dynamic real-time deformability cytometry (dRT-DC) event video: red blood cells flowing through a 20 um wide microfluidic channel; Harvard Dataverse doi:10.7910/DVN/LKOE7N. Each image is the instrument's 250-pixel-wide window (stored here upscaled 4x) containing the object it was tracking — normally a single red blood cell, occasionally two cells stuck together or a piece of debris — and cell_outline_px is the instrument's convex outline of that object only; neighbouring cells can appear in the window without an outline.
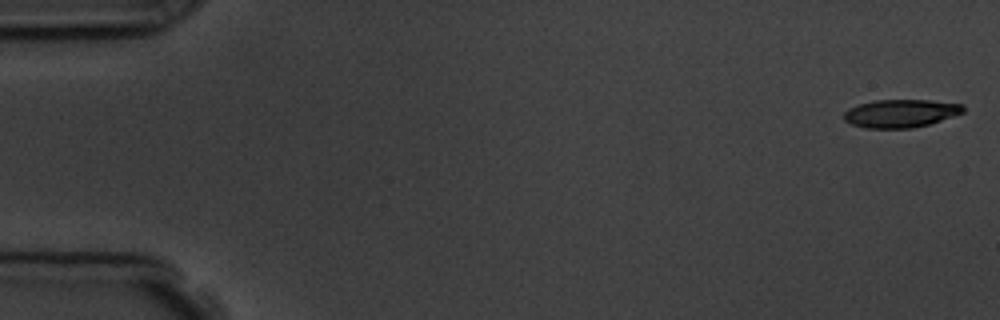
{"species": "common noctule bat (a hibernating species)", "species_latin": "Nyctalus noctula", "temperature_condition": "room temperature", "stored_images_in_passage": 5, "camera_frame_rate_fps": 3000, "um_per_image_px": 0.085, "animal": {"sex": "male", "body_mass_g": 19.5, "forearm_length_mm": 54.6}, "frame": {"image": 1, "passage_image": 1, "time_ms": 0.0, "image_size_px": [1000, 320], "cell_outline_px": [[964, 112], [928, 124], [912, 128], [864, 128], [852, 124], [844, 120], [844, 112], [848, 108], [860, 104], [876, 100], [928, 100], [964, 104]], "centroid_in_image_um": [76.54, 9.63], "position_along_channel_um": 8.5, "area_um2": 19.36}}
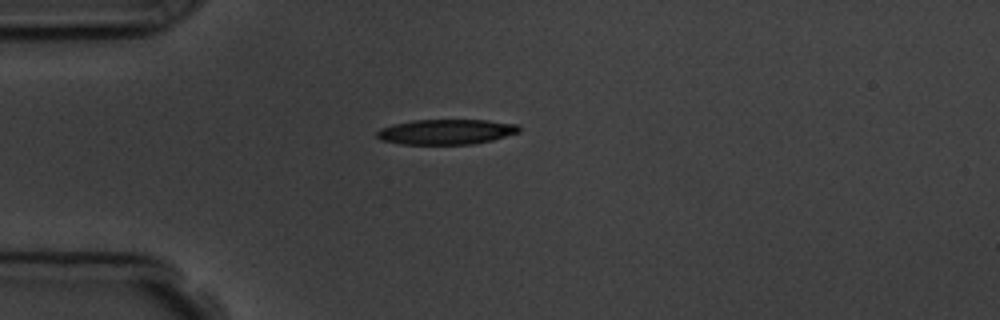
{"frame": {"image": 2, "passage_image": 4, "time_ms": 4.333, "image_size_px": [1000, 320], "cell_outline_px": [[520, 132], [492, 140], [472, 144], [400, 144], [380, 140], [376, 136], [376, 132], [380, 128], [392, 124], [412, 120], [488, 120], [516, 124], [520, 128]], "centroid_in_image_um": [37.89, 11.2], "position_along_channel_um": 47.1, "area_um2": 20.92}}